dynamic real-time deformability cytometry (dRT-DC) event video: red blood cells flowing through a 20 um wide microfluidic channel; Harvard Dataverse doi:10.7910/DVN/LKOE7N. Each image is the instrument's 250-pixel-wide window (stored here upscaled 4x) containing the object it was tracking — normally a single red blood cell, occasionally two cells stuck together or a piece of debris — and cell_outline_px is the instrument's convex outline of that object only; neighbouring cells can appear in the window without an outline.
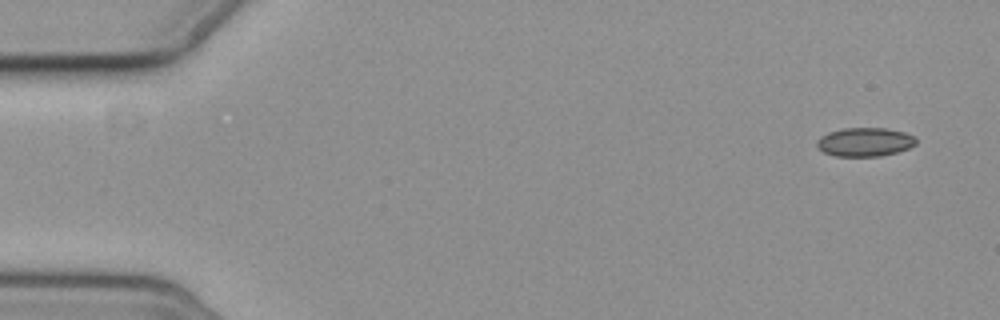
{"species": "common noctule bat (a hibernating species)", "species_latin": "Nyctalus noctula", "temperature_condition": "cold", "stored_images_in_passage": 4, "camera_frame_rate_fps": 3000, "um_per_image_px": 0.085, "animal": {"sex": "female", "body_mass_g": 19.3, "forearm_length_mm": 54.1}, "frame": {"image": 1, "passage_image": 4, "time_ms": 4.667, "image_size_px": [1000, 320], "cell_outline_px": [[916, 144], [908, 148], [896, 152], [880, 156], [836, 156], [824, 152], [816, 148], [816, 140], [820, 136], [828, 132], [844, 128], [888, 128], [904, 132], [916, 136]], "centroid_in_image_um": [73.49, 12.06], "position_along_channel_um": 11.5, "area_um2": 16.76}}